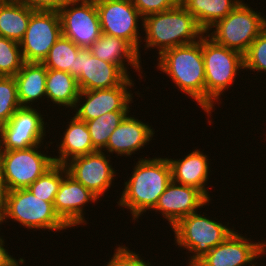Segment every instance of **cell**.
Returning a JSON list of instances; mask_svg holds the SVG:
<instances>
[{"instance_id":"30","label":"cell","mask_w":266,"mask_h":266,"mask_svg":"<svg viewBox=\"0 0 266 266\" xmlns=\"http://www.w3.org/2000/svg\"><path fill=\"white\" fill-rule=\"evenodd\" d=\"M23 64L19 43L0 36V76L14 77Z\"/></svg>"},{"instance_id":"25","label":"cell","mask_w":266,"mask_h":266,"mask_svg":"<svg viewBox=\"0 0 266 266\" xmlns=\"http://www.w3.org/2000/svg\"><path fill=\"white\" fill-rule=\"evenodd\" d=\"M244 0H180L199 26L207 32L217 21L226 17Z\"/></svg>"},{"instance_id":"37","label":"cell","mask_w":266,"mask_h":266,"mask_svg":"<svg viewBox=\"0 0 266 266\" xmlns=\"http://www.w3.org/2000/svg\"><path fill=\"white\" fill-rule=\"evenodd\" d=\"M8 189L0 168V217L3 218L6 210Z\"/></svg>"},{"instance_id":"19","label":"cell","mask_w":266,"mask_h":266,"mask_svg":"<svg viewBox=\"0 0 266 266\" xmlns=\"http://www.w3.org/2000/svg\"><path fill=\"white\" fill-rule=\"evenodd\" d=\"M130 114L112 132L106 147L102 150L109 153V156L115 153L116 156L131 157L154 140L156 131L151 127L152 125L148 122L144 123L141 119L134 117L135 115Z\"/></svg>"},{"instance_id":"10","label":"cell","mask_w":266,"mask_h":266,"mask_svg":"<svg viewBox=\"0 0 266 266\" xmlns=\"http://www.w3.org/2000/svg\"><path fill=\"white\" fill-rule=\"evenodd\" d=\"M62 36L89 48L102 34L95 0H68L59 11Z\"/></svg>"},{"instance_id":"31","label":"cell","mask_w":266,"mask_h":266,"mask_svg":"<svg viewBox=\"0 0 266 266\" xmlns=\"http://www.w3.org/2000/svg\"><path fill=\"white\" fill-rule=\"evenodd\" d=\"M19 108L15 78L0 76V124L7 123Z\"/></svg>"},{"instance_id":"21","label":"cell","mask_w":266,"mask_h":266,"mask_svg":"<svg viewBox=\"0 0 266 266\" xmlns=\"http://www.w3.org/2000/svg\"><path fill=\"white\" fill-rule=\"evenodd\" d=\"M89 49L93 56L120 66L129 76H132L128 71L130 65L135 72H138V77H140L138 79L144 78L142 75L144 68H141L142 59L138 51L126 40L102 33Z\"/></svg>"},{"instance_id":"15","label":"cell","mask_w":266,"mask_h":266,"mask_svg":"<svg viewBox=\"0 0 266 266\" xmlns=\"http://www.w3.org/2000/svg\"><path fill=\"white\" fill-rule=\"evenodd\" d=\"M106 152L96 151L75 157L64 164L67 173L99 199L114 185L116 171Z\"/></svg>"},{"instance_id":"17","label":"cell","mask_w":266,"mask_h":266,"mask_svg":"<svg viewBox=\"0 0 266 266\" xmlns=\"http://www.w3.org/2000/svg\"><path fill=\"white\" fill-rule=\"evenodd\" d=\"M209 203L212 204L211 200L202 191L171 180L152 211L156 214L161 213L163 219H166L167 224L172 228L182 218L197 212L198 209L201 210L206 205H210Z\"/></svg>"},{"instance_id":"36","label":"cell","mask_w":266,"mask_h":266,"mask_svg":"<svg viewBox=\"0 0 266 266\" xmlns=\"http://www.w3.org/2000/svg\"><path fill=\"white\" fill-rule=\"evenodd\" d=\"M1 235V234H0ZM5 246V238L3 235L0 236V266H22L25 264V259L20 257L16 259L13 255L8 253L9 251L6 249Z\"/></svg>"},{"instance_id":"18","label":"cell","mask_w":266,"mask_h":266,"mask_svg":"<svg viewBox=\"0 0 266 266\" xmlns=\"http://www.w3.org/2000/svg\"><path fill=\"white\" fill-rule=\"evenodd\" d=\"M98 200L100 199L96 195L70 176L64 166V178L56 193L53 207L69 229L89 224L86 221L85 206L98 203Z\"/></svg>"},{"instance_id":"3","label":"cell","mask_w":266,"mask_h":266,"mask_svg":"<svg viewBox=\"0 0 266 266\" xmlns=\"http://www.w3.org/2000/svg\"><path fill=\"white\" fill-rule=\"evenodd\" d=\"M156 63V68L172 79L175 88L194 99L205 112L202 38L195 43L165 50L159 55Z\"/></svg>"},{"instance_id":"16","label":"cell","mask_w":266,"mask_h":266,"mask_svg":"<svg viewBox=\"0 0 266 266\" xmlns=\"http://www.w3.org/2000/svg\"><path fill=\"white\" fill-rule=\"evenodd\" d=\"M74 77L80 91H84L114 88L132 76L120 66L93 56L89 48H80L75 59Z\"/></svg>"},{"instance_id":"12","label":"cell","mask_w":266,"mask_h":266,"mask_svg":"<svg viewBox=\"0 0 266 266\" xmlns=\"http://www.w3.org/2000/svg\"><path fill=\"white\" fill-rule=\"evenodd\" d=\"M61 36L59 12L34 11L24 37L19 42L24 62L42 63Z\"/></svg>"},{"instance_id":"34","label":"cell","mask_w":266,"mask_h":266,"mask_svg":"<svg viewBox=\"0 0 266 266\" xmlns=\"http://www.w3.org/2000/svg\"><path fill=\"white\" fill-rule=\"evenodd\" d=\"M133 5L144 18L148 15L177 7L180 0H132Z\"/></svg>"},{"instance_id":"5","label":"cell","mask_w":266,"mask_h":266,"mask_svg":"<svg viewBox=\"0 0 266 266\" xmlns=\"http://www.w3.org/2000/svg\"><path fill=\"white\" fill-rule=\"evenodd\" d=\"M206 215V216H205ZM215 221L206 213H191L182 218L171 231L174 232L175 245L179 250L189 253L187 266H194L212 248L221 244L235 229L229 222ZM192 256H191V254Z\"/></svg>"},{"instance_id":"24","label":"cell","mask_w":266,"mask_h":266,"mask_svg":"<svg viewBox=\"0 0 266 266\" xmlns=\"http://www.w3.org/2000/svg\"><path fill=\"white\" fill-rule=\"evenodd\" d=\"M46 101H51L54 106L70 108L73 110L77 103L80 89L77 79L69 72L47 69L46 77Z\"/></svg>"},{"instance_id":"40","label":"cell","mask_w":266,"mask_h":266,"mask_svg":"<svg viewBox=\"0 0 266 266\" xmlns=\"http://www.w3.org/2000/svg\"><path fill=\"white\" fill-rule=\"evenodd\" d=\"M0 225H2V218L0 217ZM2 226L0 227V232H1Z\"/></svg>"},{"instance_id":"2","label":"cell","mask_w":266,"mask_h":266,"mask_svg":"<svg viewBox=\"0 0 266 266\" xmlns=\"http://www.w3.org/2000/svg\"><path fill=\"white\" fill-rule=\"evenodd\" d=\"M142 27L144 50L156 48L158 56L167 49L195 43L205 35L193 15L181 4L144 17Z\"/></svg>"},{"instance_id":"7","label":"cell","mask_w":266,"mask_h":266,"mask_svg":"<svg viewBox=\"0 0 266 266\" xmlns=\"http://www.w3.org/2000/svg\"><path fill=\"white\" fill-rule=\"evenodd\" d=\"M12 219L23 228L61 232L69 227L56 214L53 204L32 194L27 188L10 190L2 224Z\"/></svg>"},{"instance_id":"11","label":"cell","mask_w":266,"mask_h":266,"mask_svg":"<svg viewBox=\"0 0 266 266\" xmlns=\"http://www.w3.org/2000/svg\"><path fill=\"white\" fill-rule=\"evenodd\" d=\"M237 231L234 230L194 266H259L258 261L265 256V240L256 242L246 233L244 236Z\"/></svg>"},{"instance_id":"14","label":"cell","mask_w":266,"mask_h":266,"mask_svg":"<svg viewBox=\"0 0 266 266\" xmlns=\"http://www.w3.org/2000/svg\"><path fill=\"white\" fill-rule=\"evenodd\" d=\"M40 109L21 107L2 125V150H19L44 144L49 122Z\"/></svg>"},{"instance_id":"22","label":"cell","mask_w":266,"mask_h":266,"mask_svg":"<svg viewBox=\"0 0 266 266\" xmlns=\"http://www.w3.org/2000/svg\"><path fill=\"white\" fill-rule=\"evenodd\" d=\"M70 117L66 129L60 138L58 156H53L56 164L64 165L69 160L98 151L92 144L89 129L85 121L79 120L74 114Z\"/></svg>"},{"instance_id":"29","label":"cell","mask_w":266,"mask_h":266,"mask_svg":"<svg viewBox=\"0 0 266 266\" xmlns=\"http://www.w3.org/2000/svg\"><path fill=\"white\" fill-rule=\"evenodd\" d=\"M63 178L64 165L55 163L27 189L36 197L53 204Z\"/></svg>"},{"instance_id":"28","label":"cell","mask_w":266,"mask_h":266,"mask_svg":"<svg viewBox=\"0 0 266 266\" xmlns=\"http://www.w3.org/2000/svg\"><path fill=\"white\" fill-rule=\"evenodd\" d=\"M129 113L130 111H113L86 121L92 144L98 151L106 147L112 132Z\"/></svg>"},{"instance_id":"9","label":"cell","mask_w":266,"mask_h":266,"mask_svg":"<svg viewBox=\"0 0 266 266\" xmlns=\"http://www.w3.org/2000/svg\"><path fill=\"white\" fill-rule=\"evenodd\" d=\"M95 4L102 33L126 40L138 51L141 59L143 36L139 29L143 26V17L132 0H95Z\"/></svg>"},{"instance_id":"33","label":"cell","mask_w":266,"mask_h":266,"mask_svg":"<svg viewBox=\"0 0 266 266\" xmlns=\"http://www.w3.org/2000/svg\"><path fill=\"white\" fill-rule=\"evenodd\" d=\"M106 263L104 266H147L150 262L144 260L138 252L130 250L128 246L118 244L113 256Z\"/></svg>"},{"instance_id":"35","label":"cell","mask_w":266,"mask_h":266,"mask_svg":"<svg viewBox=\"0 0 266 266\" xmlns=\"http://www.w3.org/2000/svg\"><path fill=\"white\" fill-rule=\"evenodd\" d=\"M34 11L59 12L68 0H19Z\"/></svg>"},{"instance_id":"4","label":"cell","mask_w":266,"mask_h":266,"mask_svg":"<svg viewBox=\"0 0 266 266\" xmlns=\"http://www.w3.org/2000/svg\"><path fill=\"white\" fill-rule=\"evenodd\" d=\"M202 54L205 70V113L210 117L207 123L212 124L215 105H220L222 96L225 97V92L235 84L236 77L245 70L244 55L218 45L206 34L202 37Z\"/></svg>"},{"instance_id":"41","label":"cell","mask_w":266,"mask_h":266,"mask_svg":"<svg viewBox=\"0 0 266 266\" xmlns=\"http://www.w3.org/2000/svg\"><path fill=\"white\" fill-rule=\"evenodd\" d=\"M265 256H266V240H265Z\"/></svg>"},{"instance_id":"13","label":"cell","mask_w":266,"mask_h":266,"mask_svg":"<svg viewBox=\"0 0 266 266\" xmlns=\"http://www.w3.org/2000/svg\"><path fill=\"white\" fill-rule=\"evenodd\" d=\"M134 81L129 77L114 88L80 91L71 114L74 111L79 120L86 122L113 111H131L129 106L132 107L130 104L133 103L134 93L130 89L135 86Z\"/></svg>"},{"instance_id":"23","label":"cell","mask_w":266,"mask_h":266,"mask_svg":"<svg viewBox=\"0 0 266 266\" xmlns=\"http://www.w3.org/2000/svg\"><path fill=\"white\" fill-rule=\"evenodd\" d=\"M46 77L47 68L42 63L24 62L20 71L14 76L21 107L33 108L38 102L37 108H41L38 105L39 101L43 102L46 98Z\"/></svg>"},{"instance_id":"32","label":"cell","mask_w":266,"mask_h":266,"mask_svg":"<svg viewBox=\"0 0 266 266\" xmlns=\"http://www.w3.org/2000/svg\"><path fill=\"white\" fill-rule=\"evenodd\" d=\"M244 69L266 73V27L259 36L251 43L249 49L244 54Z\"/></svg>"},{"instance_id":"38","label":"cell","mask_w":266,"mask_h":266,"mask_svg":"<svg viewBox=\"0 0 266 266\" xmlns=\"http://www.w3.org/2000/svg\"><path fill=\"white\" fill-rule=\"evenodd\" d=\"M1 135H2V125L0 124V153H1V151H2Z\"/></svg>"},{"instance_id":"6","label":"cell","mask_w":266,"mask_h":266,"mask_svg":"<svg viewBox=\"0 0 266 266\" xmlns=\"http://www.w3.org/2000/svg\"><path fill=\"white\" fill-rule=\"evenodd\" d=\"M262 14L264 15L263 12H257L250 4L242 1L226 17L208 29L205 34L218 45L244 55L251 43L266 27V16Z\"/></svg>"},{"instance_id":"8","label":"cell","mask_w":266,"mask_h":266,"mask_svg":"<svg viewBox=\"0 0 266 266\" xmlns=\"http://www.w3.org/2000/svg\"><path fill=\"white\" fill-rule=\"evenodd\" d=\"M49 144L52 142L45 141V146L1 151L0 168L8 191L28 188L55 164L53 156L40 151L41 146L47 150Z\"/></svg>"},{"instance_id":"27","label":"cell","mask_w":266,"mask_h":266,"mask_svg":"<svg viewBox=\"0 0 266 266\" xmlns=\"http://www.w3.org/2000/svg\"><path fill=\"white\" fill-rule=\"evenodd\" d=\"M79 51V46L61 36L52 46L42 64L47 69L69 72L74 77L75 59Z\"/></svg>"},{"instance_id":"1","label":"cell","mask_w":266,"mask_h":266,"mask_svg":"<svg viewBox=\"0 0 266 266\" xmlns=\"http://www.w3.org/2000/svg\"><path fill=\"white\" fill-rule=\"evenodd\" d=\"M142 157L133 164L132 175L127 181L124 180L123 191L117 202L119 208L128 209L134 222L155 208L160 195L172 180L167 157Z\"/></svg>"},{"instance_id":"39","label":"cell","mask_w":266,"mask_h":266,"mask_svg":"<svg viewBox=\"0 0 266 266\" xmlns=\"http://www.w3.org/2000/svg\"><path fill=\"white\" fill-rule=\"evenodd\" d=\"M12 1H16V0H0V3H7V2H12Z\"/></svg>"},{"instance_id":"20","label":"cell","mask_w":266,"mask_h":266,"mask_svg":"<svg viewBox=\"0 0 266 266\" xmlns=\"http://www.w3.org/2000/svg\"><path fill=\"white\" fill-rule=\"evenodd\" d=\"M183 157L179 159L167 157L171 167L172 181L181 185L195 187L212 200L207 187L209 178H211L209 175L212 172L209 155L195 148Z\"/></svg>"},{"instance_id":"26","label":"cell","mask_w":266,"mask_h":266,"mask_svg":"<svg viewBox=\"0 0 266 266\" xmlns=\"http://www.w3.org/2000/svg\"><path fill=\"white\" fill-rule=\"evenodd\" d=\"M34 12L19 0L0 3V36L20 42Z\"/></svg>"}]
</instances>
